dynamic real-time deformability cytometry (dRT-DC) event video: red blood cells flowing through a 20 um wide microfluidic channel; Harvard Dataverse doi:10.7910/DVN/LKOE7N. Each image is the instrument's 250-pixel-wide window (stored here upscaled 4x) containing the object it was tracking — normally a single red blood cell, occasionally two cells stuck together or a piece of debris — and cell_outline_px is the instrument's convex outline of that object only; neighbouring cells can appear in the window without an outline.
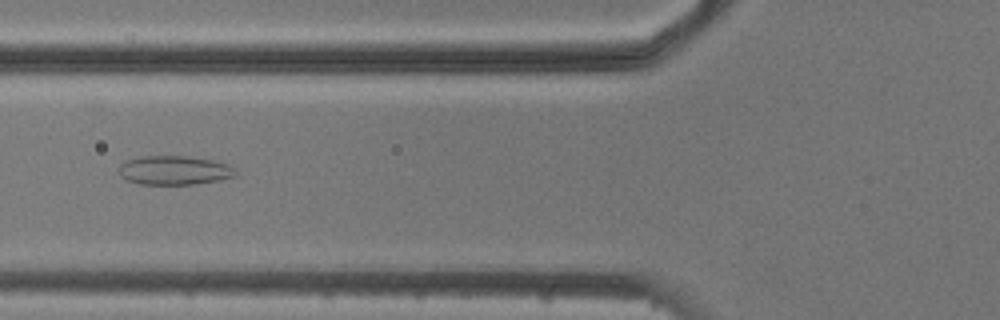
{"species": "common noctule bat (a hibernating species)", "species_latin": "Nyctalus noctula", "temperature_condition": "cold", "stored_images_in_passage": 6, "camera_frame_rate_fps": 3000, "um_per_image_px": 0.085, "animal": {"sex": "male", "body_mass_g": 20.5, "forearm_length_mm": 52.5}, "frame": {"image": 1, "passage_image": 6, "time_ms": 6.0, "image_size_px": [1000, 320], "cell_outline_px": [[236, 176], [220, 180], [196, 184], [140, 184], [124, 180], [120, 176], [120, 164], [124, 160], [140, 156], [188, 156], [212, 160], [228, 164], [236, 172]], "centroid_in_image_um": [14.78, 14.47], "position_along_channel_um": 111.0, "area_um2": 19.88}}